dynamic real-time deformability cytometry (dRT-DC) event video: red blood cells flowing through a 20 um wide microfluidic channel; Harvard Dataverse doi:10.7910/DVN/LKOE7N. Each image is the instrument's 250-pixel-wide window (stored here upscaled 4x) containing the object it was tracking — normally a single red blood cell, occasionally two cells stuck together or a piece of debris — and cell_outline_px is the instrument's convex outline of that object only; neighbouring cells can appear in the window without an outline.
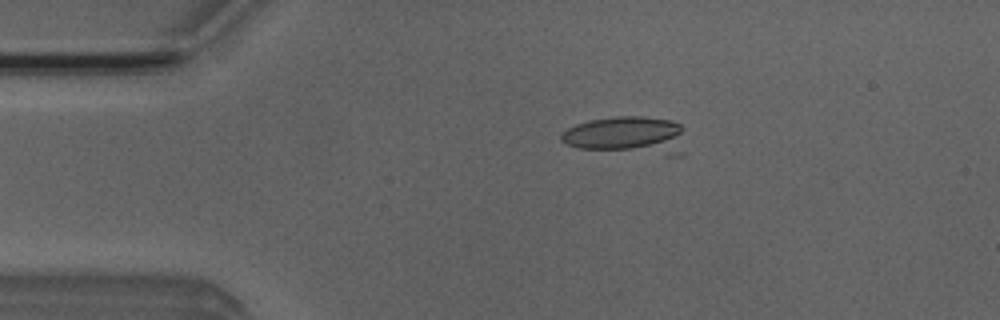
{"species": "Egyptian fruit bat (a non-hibernating species)", "species_latin": "Rousettus aegyptiacus", "temperature_condition": "room temperature", "stored_images_in_passage": 3, "camera_frame_rate_fps": 3000, "um_per_image_px": 0.085, "animal": {"sex": "male"}, "frame": {"image": 1, "passage_image": 2, "time_ms": 1.0, "image_size_px": [1000, 320], "cell_outline_px": [[688, 152], [680, 156], [664, 156], [580, 148], [568, 144], [560, 140], [560, 136], [568, 128], [576, 124], [588, 120], [616, 116], [644, 116], [672, 120], [680, 124], [684, 128]], "centroid_in_image_um": [53.48, 11.53], "position_along_channel_um": 31.5, "area_um2": 28.61}}